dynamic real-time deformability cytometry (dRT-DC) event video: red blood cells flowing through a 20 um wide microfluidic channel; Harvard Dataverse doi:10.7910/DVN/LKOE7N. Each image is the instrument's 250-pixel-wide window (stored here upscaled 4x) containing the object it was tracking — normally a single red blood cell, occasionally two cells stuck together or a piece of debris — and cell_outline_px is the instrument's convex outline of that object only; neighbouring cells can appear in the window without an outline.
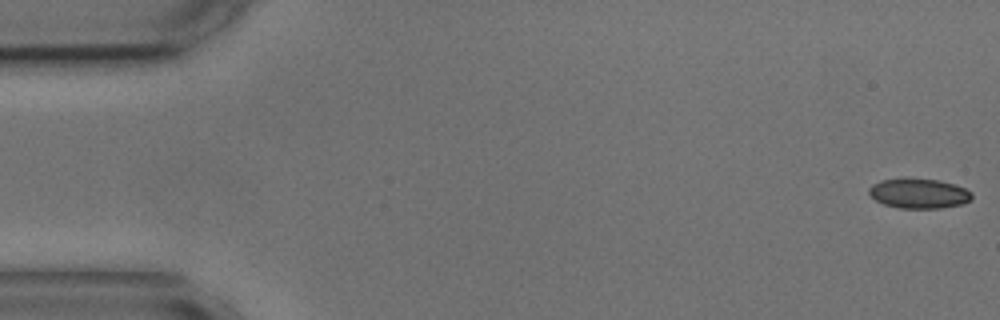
{"species": "common noctule bat (a hibernating species)", "species_latin": "Nyctalus noctula", "temperature_condition": "cold", "stored_images_in_passage": 55, "camera_frame_rate_fps": 3000, "um_per_image_px": 0.085, "animal": {"sex": "male", "body_mass_g": 17.9, "forearm_length_mm": 54.2}, "frame": {"image": 1, "passage_image": 1, "time_ms": 0.0, "image_size_px": [1000, 320], "cell_outline_px": [[972, 200], [964, 204], [940, 208], [900, 208], [884, 204], [876, 200], [868, 192], [868, 188], [872, 184], [880, 180], [904, 176], [940, 180], [956, 184], [972, 192]], "centroid_in_image_um": [78.11, 16.41], "position_along_channel_um": 6.9, "area_um2": 18.5}}
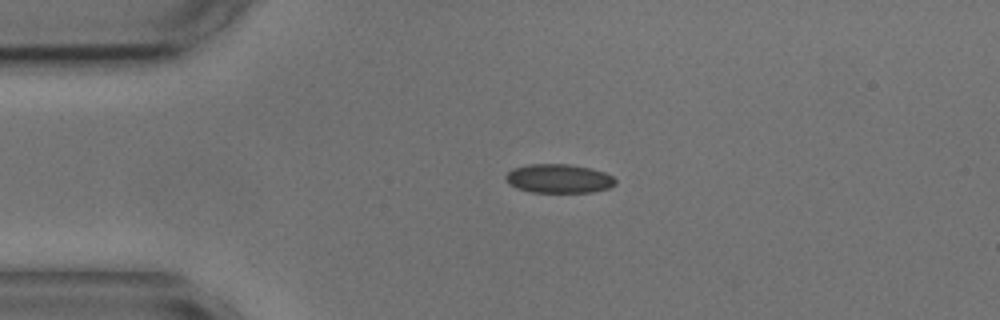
{"frame": {"image": 2, "passage_image": 12, "time_ms": 3.667, "image_size_px": [1000, 320], "cell_outline_px": [[616, 184], [612, 188], [592, 192], [532, 192], [516, 188], [508, 184], [504, 176], [512, 168], [528, 164], [568, 164], [592, 168], [604, 172], [612, 176], [616, 180]], "centroid_in_image_um": [47.5, 15.18], "position_along_channel_um": 37.5, "area_um2": 18.73}}
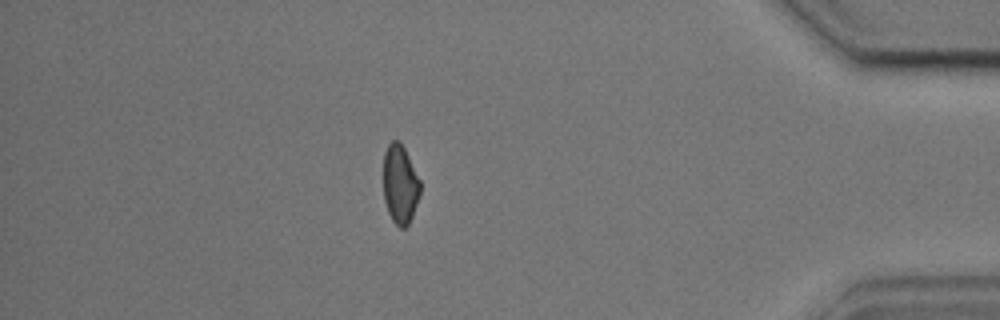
{"frame": {"image": 3, "passage_image": 48, "time_ms": 15.667, "image_size_px": [1000, 320], "cell_outline_px": [[420, 192], [412, 216], [408, 224], [404, 228], [400, 228], [392, 220], [388, 212], [384, 200], [384, 152], [388, 144], [392, 140], [400, 140], [420, 180]], "centroid_in_image_um": [34.0, 15.65], "position_along_channel_um": 401.2, "area_um2": 16.82}, "authors_computed_cell_mechanics": {"area_um2": 18.0914, "velocity_mm_per_s": 3.6072, "shape_relaxation_time_tau1_ms": 8.3421, "shape_relaxation_time_tau2_ms": 2.0839, "deformation_change_tau1": 0.1255, "deformation_change_tau2": 0.0553}}